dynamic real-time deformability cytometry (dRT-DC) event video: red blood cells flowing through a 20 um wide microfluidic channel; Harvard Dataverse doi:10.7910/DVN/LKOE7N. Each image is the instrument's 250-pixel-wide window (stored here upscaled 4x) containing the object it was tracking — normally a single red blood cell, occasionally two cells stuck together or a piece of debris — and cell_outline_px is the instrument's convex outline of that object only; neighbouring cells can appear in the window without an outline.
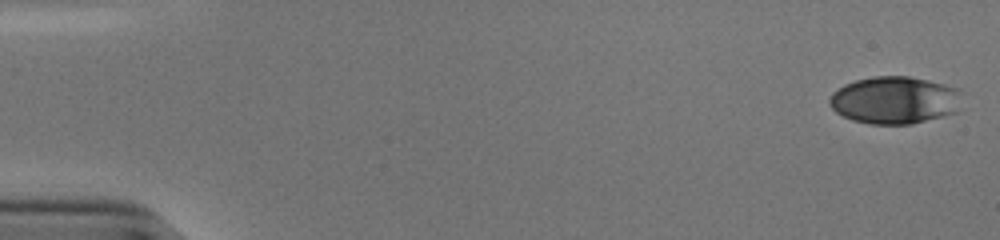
{"species": "human", "species_latin": "Homo sapiens", "temperature_condition": "cold", "stored_images_in_passage": 53, "camera_frame_rate_fps": 3000, "um_per_image_px": 0.085, "donor": {"sex": "male"}, "frame": {"image": 1, "passage_image": 1, "time_ms": 0.0, "image_size_px": [1000, 240], "cell_outline_px": [[964, 92], [960, 108], [956, 112], [944, 116], [912, 124], [868, 124], [852, 120], [836, 112], [828, 104], [828, 100], [832, 92], [844, 84], [856, 80], [872, 76], [908, 76], [928, 80], [960, 88]], "centroid_in_image_um": [76.09, 8.51], "position_along_channel_um": 8.9, "area_um2": 37.28}}
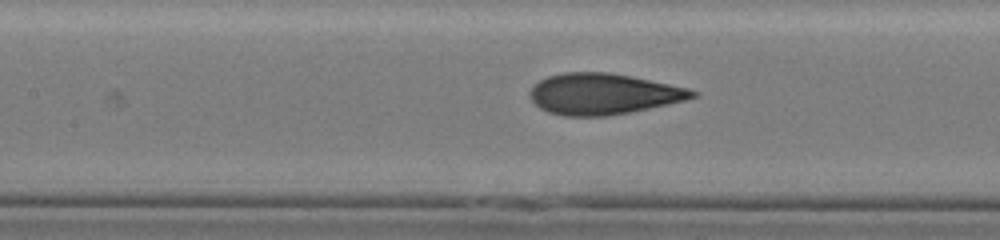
{"frame": {"image": 2, "passage_image": 25, "time_ms": 8.0, "image_size_px": [1000, 240], "cell_outline_px": [[700, 96], [668, 104], [628, 112], [604, 116], [564, 116], [548, 112], [540, 108], [532, 100], [528, 92], [532, 84], [548, 76], [564, 72], [608, 72], [632, 76], [688, 88], [700, 92]], "centroid_in_image_um": [51.26, 7.97], "position_along_channel_um": 156.1, "area_um2": 38.9}}
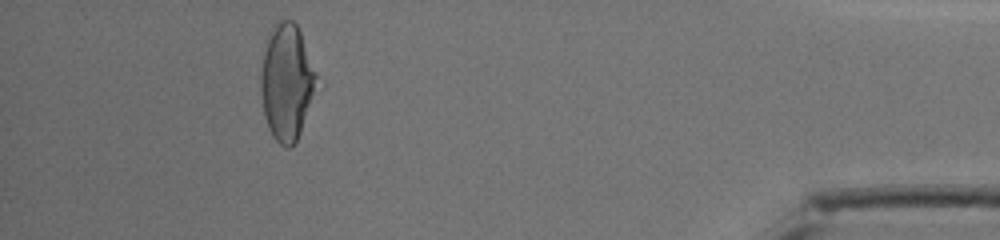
{"frame": {"image": 3, "passage_image": 49, "time_ms": 16.0, "image_size_px": [1000, 240], "cell_outline_px": [[316, 76], [312, 92], [300, 132], [296, 144], [288, 148], [284, 148], [272, 136], [268, 128], [264, 116], [260, 88], [260, 76], [264, 52], [272, 24], [280, 20], [292, 20], [296, 24], [300, 32], [316, 72]], "centroid_in_image_um": [24.32, 6.99], "position_along_channel_um": 410.9, "area_um2": 36.93}, "authors_computed_cell_mechanics": {"area_um2": 38.0324, "velocity_mm_per_s": 3.8484, "shape_relaxation_time_tau1_ms": 6.7685, "shape_relaxation_time_tau2_ms": 1.0013, "deformation_change_tau1": 0.2322, "deformation_change_tau2": 0.0836}}